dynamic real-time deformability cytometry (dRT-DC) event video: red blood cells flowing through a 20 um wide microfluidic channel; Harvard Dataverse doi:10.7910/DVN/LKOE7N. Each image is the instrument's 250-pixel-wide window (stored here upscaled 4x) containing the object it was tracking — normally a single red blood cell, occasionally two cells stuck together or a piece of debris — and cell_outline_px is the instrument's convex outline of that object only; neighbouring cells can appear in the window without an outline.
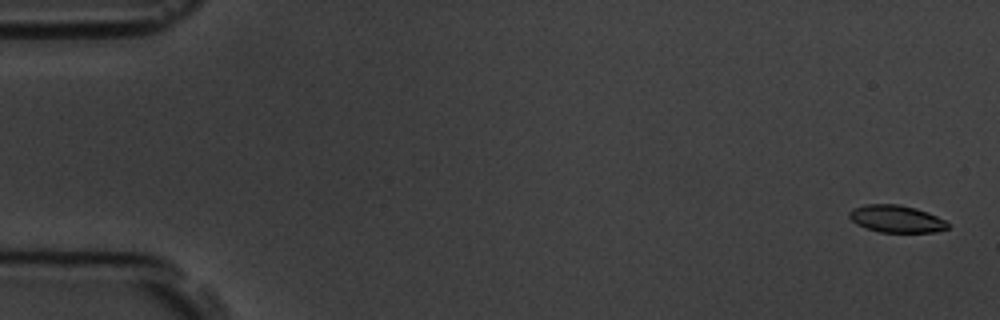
{"species": "common noctule bat (a hibernating species)", "species_latin": "Nyctalus noctula", "temperature_condition": "room temperature", "stored_images_in_passage": 5, "camera_frame_rate_fps": 3000, "um_per_image_px": 0.085, "animal": {"sex": "male", "body_mass_g": 19.5, "forearm_length_mm": 54.6}, "frame": {"image": 1, "passage_image": 1, "time_ms": 0.0, "image_size_px": [1000, 320], "cell_outline_px": [[948, 228], [936, 232], [880, 232], [856, 224], [848, 216], [848, 212], [852, 208], [864, 204], [900, 204], [916, 208], [928, 212], [944, 220], [948, 224]], "centroid_in_image_um": [76.16, 18.59], "position_along_channel_um": 8.8, "area_um2": 15.66}}
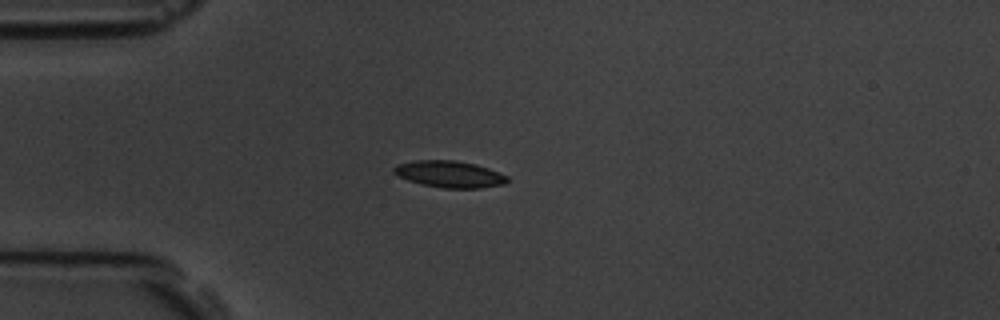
{"frame": {"image": 2, "passage_image": 5, "time_ms": 4.333, "image_size_px": [1000, 320], "cell_outline_px": [[508, 180], [504, 184], [480, 188], [444, 188], [424, 184], [408, 180], [392, 172], [392, 168], [396, 164], [416, 160], [456, 160], [476, 164], [488, 168], [508, 176]], "centroid_in_image_um": [38.2, 14.79], "position_along_channel_um": 46.8, "area_um2": 17.57}}